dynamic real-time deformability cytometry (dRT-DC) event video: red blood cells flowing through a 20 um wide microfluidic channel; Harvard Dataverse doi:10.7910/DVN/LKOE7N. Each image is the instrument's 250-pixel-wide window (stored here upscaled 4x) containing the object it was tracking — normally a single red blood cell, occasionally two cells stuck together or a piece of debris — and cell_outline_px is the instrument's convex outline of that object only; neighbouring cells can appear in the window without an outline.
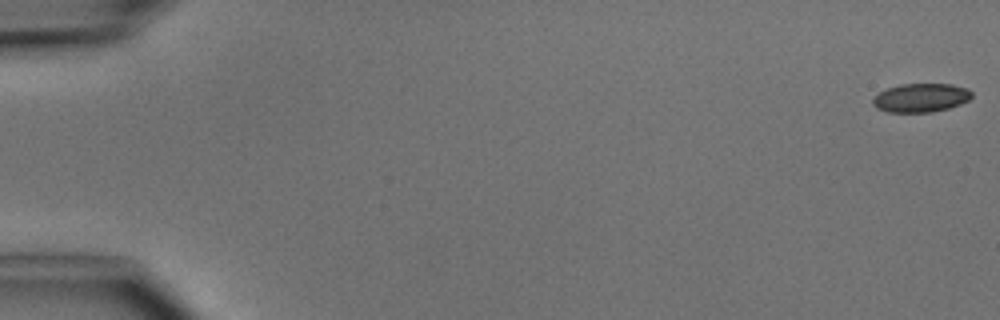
{"species": "common noctule bat (a hibernating species)", "species_latin": "Nyctalus noctula", "temperature_condition": "cold", "stored_images_in_passage": 5, "camera_frame_rate_fps": 3000, "um_per_image_px": 0.085, "animal": {"sex": "male", "body_mass_g": 15.6}, "frame": {"image": 1, "passage_image": 1, "time_ms": 0.0, "image_size_px": [1000, 320], "cell_outline_px": [[972, 96], [968, 100], [960, 104], [948, 108], [932, 112], [888, 112], [876, 108], [872, 104], [872, 100], [880, 92], [888, 88], [900, 84], [952, 84], [968, 88], [972, 92]], "centroid_in_image_um": [78.28, 8.31], "position_along_channel_um": 6.7, "area_um2": 16.53}}
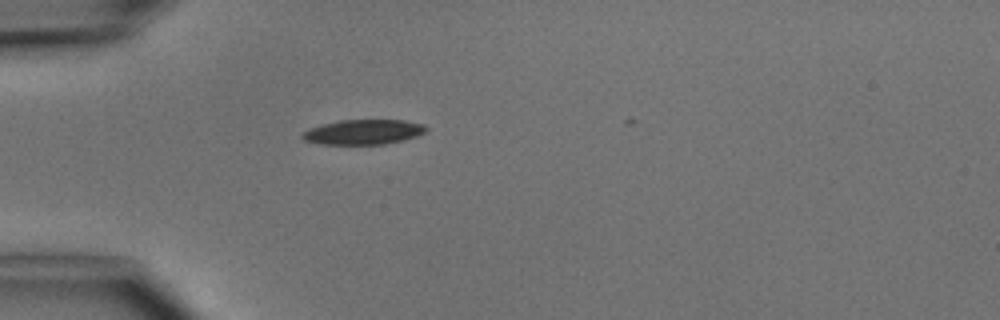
{"frame": {"image": 2, "passage_image": 5, "time_ms": 4.667, "image_size_px": [1000, 320], "cell_outline_px": [[428, 128], [424, 132], [416, 136], [404, 140], [384, 144], [320, 144], [304, 140], [300, 136], [304, 132], [312, 128], [324, 124], [340, 120], [404, 120], [424, 124]], "centroid_in_image_um": [30.92, 11.22], "position_along_channel_um": 54.1, "area_um2": 17.8}}